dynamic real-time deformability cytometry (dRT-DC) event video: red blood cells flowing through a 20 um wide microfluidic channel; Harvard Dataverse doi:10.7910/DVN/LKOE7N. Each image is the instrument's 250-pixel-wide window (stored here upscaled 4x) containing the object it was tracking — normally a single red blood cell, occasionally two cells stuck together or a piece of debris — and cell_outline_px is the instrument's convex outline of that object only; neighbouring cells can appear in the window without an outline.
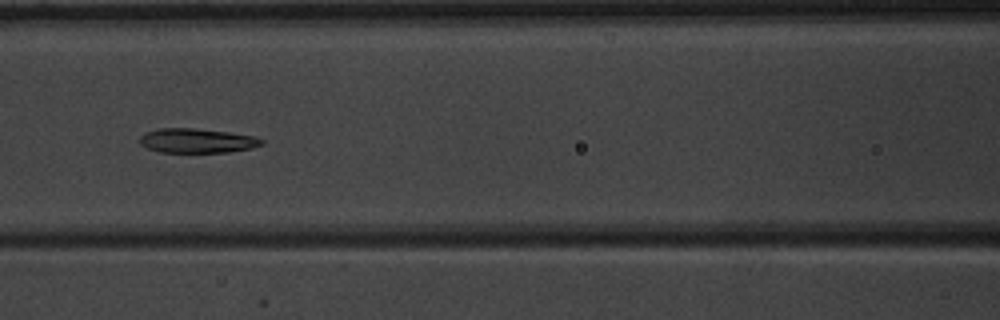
{"species": "common noctule bat (a hibernating species)", "species_latin": "Nyctalus noctula", "temperature_condition": "warm", "stored_images_in_passage": 6, "camera_frame_rate_fps": 3000, "um_per_image_px": 0.085, "animal": {"sex": "male", "body_mass_g": 20.1, "forearm_length_mm": 53.5}, "frame": {"image": 1, "passage_image": 6, "time_ms": 6.0, "image_size_px": [1000, 320], "cell_outline_px": [[264, 144], [252, 148], [228, 152], [160, 152], [148, 148], [140, 144], [140, 136], [156, 128], [196, 128], [228, 132], [256, 136], [264, 140]], "centroid_in_image_um": [16.78, 11.95], "position_along_channel_um": 149.8, "area_um2": 17.4}}